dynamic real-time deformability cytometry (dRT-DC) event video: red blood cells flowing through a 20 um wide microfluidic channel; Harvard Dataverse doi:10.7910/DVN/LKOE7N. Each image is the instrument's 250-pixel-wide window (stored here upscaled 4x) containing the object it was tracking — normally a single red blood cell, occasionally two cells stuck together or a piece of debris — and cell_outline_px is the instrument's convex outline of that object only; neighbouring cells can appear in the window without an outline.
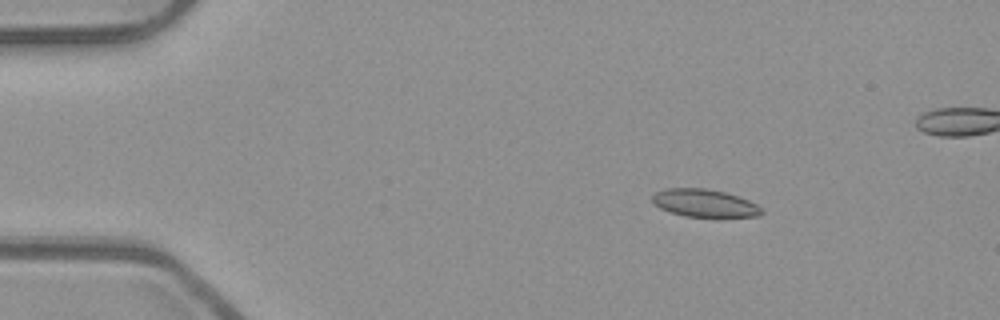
{"species": "common noctule bat (a hibernating species)", "species_latin": "Nyctalus noctula", "temperature_condition": "room temperature", "stored_images_in_passage": 51, "camera_frame_rate_fps": 3000, "um_per_image_px": 0.085, "animal": {"sex": "male", "body_mass_g": 23.1, "forearm_length_mm": 52.7}, "frame": {"image": 1, "passage_image": 6, "time_ms": 1.667, "image_size_px": [1000, 320], "cell_outline_px": [[764, 212], [760, 216], [684, 216], [660, 208], [652, 200], [652, 196], [656, 192], [664, 188], [704, 188], [724, 192], [748, 200], [764, 208]], "centroid_in_image_um": [59.9, 17.25], "position_along_channel_um": 25.1, "area_um2": 17.4}}
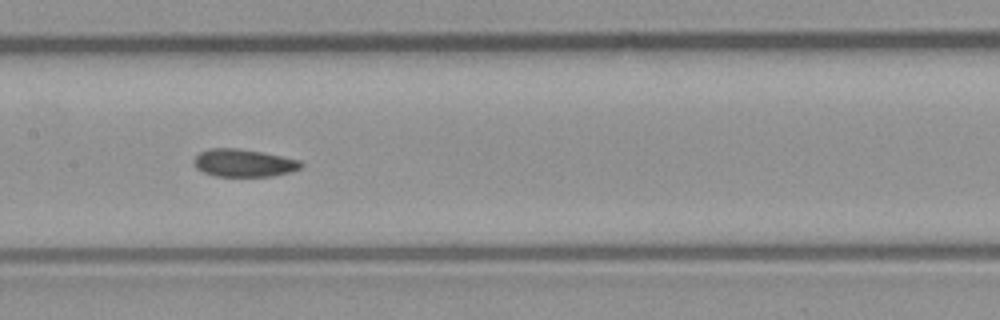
{"frame": {"image": 2, "passage_image": 24, "time_ms": 7.667, "image_size_px": [1000, 320], "cell_outline_px": [[304, 168], [292, 172], [272, 176], [216, 176], [204, 172], [196, 168], [192, 160], [200, 152], [208, 148], [236, 148], [260, 152], [300, 160], [304, 164]], "centroid_in_image_um": [20.74, 13.86], "position_along_channel_um": 186.7, "area_um2": 17.34}}
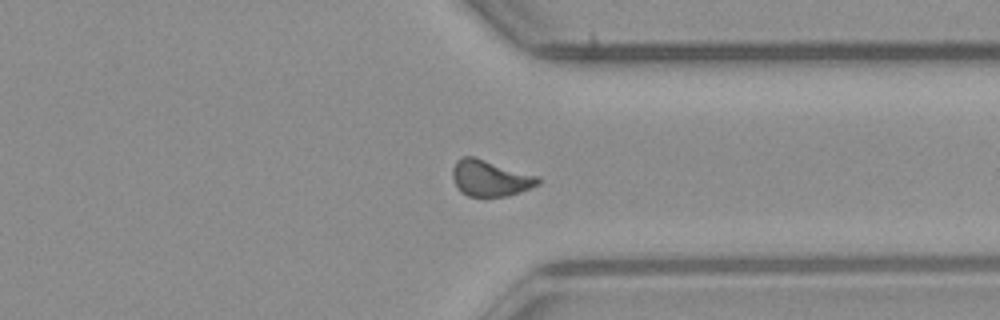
{"frame": {"image": 3, "passage_image": 38, "time_ms": 12.333, "image_size_px": [1000, 320], "cell_outline_px": [[540, 184], [520, 192], [508, 196], [484, 200], [468, 196], [460, 192], [452, 176], [452, 168], [456, 160], [464, 156], [472, 156], [536, 176], [540, 180]], "centroid_in_image_um": [41.62, 15.21], "position_along_channel_um": 369.8, "area_um2": 18.26}, "authors_computed_cell_mechanics": {"area_um2": 17.5134, "velocity_mm_per_s": 3.9428, "shape_relaxation_time_tau1_ms": null, "shape_relaxation_time_tau2_ms": 6.1762, "deformation_change_tau1": null, "deformation_change_tau2": 0.1062}}